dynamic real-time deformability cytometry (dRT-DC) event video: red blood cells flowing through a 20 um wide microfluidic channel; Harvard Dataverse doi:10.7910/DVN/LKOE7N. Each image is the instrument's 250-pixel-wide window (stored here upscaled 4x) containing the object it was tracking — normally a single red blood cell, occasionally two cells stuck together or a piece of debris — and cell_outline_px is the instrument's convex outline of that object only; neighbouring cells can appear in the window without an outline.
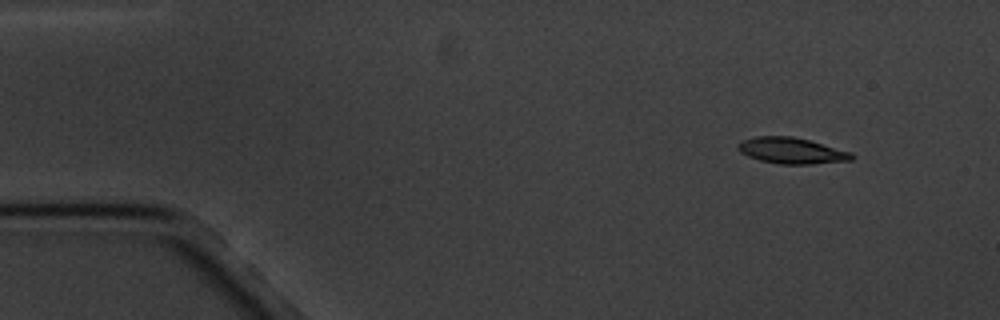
{"species": "common noctule bat (a hibernating species)", "species_latin": "Nyctalus noctula", "temperature_condition": "cold", "stored_images_in_passage": 5, "camera_frame_rate_fps": 3000, "um_per_image_px": 0.085, "animal": {"sex": "male", "body_mass_g": 20.1, "forearm_length_mm": 53.5}, "frame": {"image": 1, "passage_image": 1, "time_ms": 0.0, "image_size_px": [1000, 320], "cell_outline_px": [[856, 156], [852, 160], [812, 164], [780, 164], [760, 160], [748, 156], [740, 152], [736, 148], [736, 144], [740, 140], [752, 136], [792, 136], [808, 140], [852, 152]], "centroid_in_image_um": [67.25, 12.8], "position_along_channel_um": 17.8, "area_um2": 17.46}}
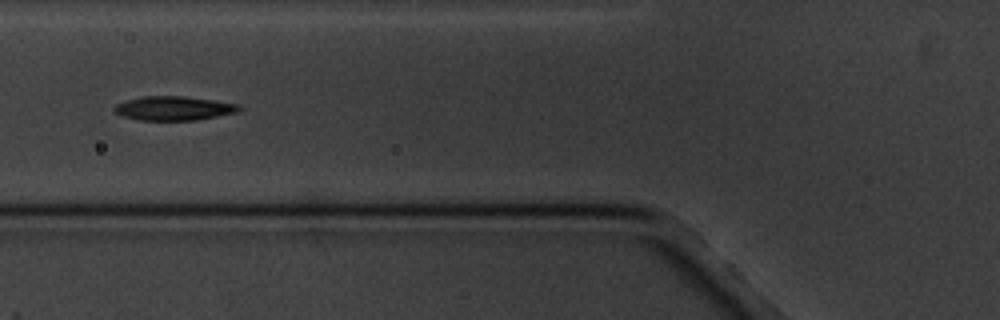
{"frame": {"image": 2, "passage_image": 5, "time_ms": 5.333, "image_size_px": [1000, 320], "cell_outline_px": [[244, 108], [240, 112], [196, 120], [136, 120], [120, 116], [112, 108], [116, 104], [128, 100], [144, 96], [180, 96], [212, 100], [240, 104]], "centroid_in_image_um": [14.8, 9.21], "position_along_channel_um": 111.0, "area_um2": 17.63}}